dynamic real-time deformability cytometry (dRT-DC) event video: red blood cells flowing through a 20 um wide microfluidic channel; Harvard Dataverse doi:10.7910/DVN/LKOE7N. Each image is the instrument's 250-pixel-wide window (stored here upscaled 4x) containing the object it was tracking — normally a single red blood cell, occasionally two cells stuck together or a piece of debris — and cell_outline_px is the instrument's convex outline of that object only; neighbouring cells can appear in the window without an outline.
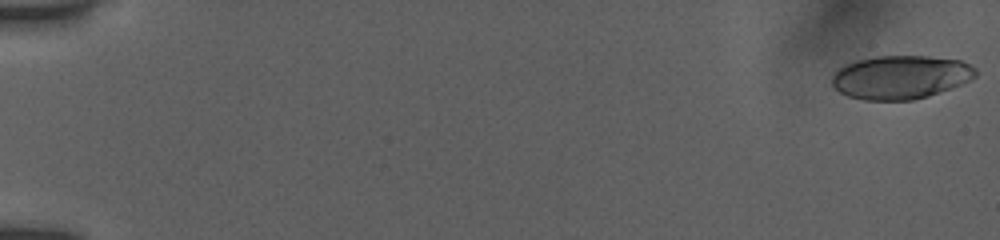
{"species": "human", "species_latin": "Homo sapiens", "temperature_condition": "room temperature", "stored_images_in_passage": 54, "camera_frame_rate_fps": 3000, "um_per_image_px": 0.085, "donor": {"sex": "female"}, "frame": {"image": 1, "passage_image": 1, "time_ms": 0.0, "image_size_px": [1000, 240], "cell_outline_px": [[976, 76], [960, 84], [940, 92], [928, 96], [912, 100], [864, 100], [848, 96], [832, 88], [832, 76], [844, 64], [856, 60], [876, 56], [928, 56], [960, 60], [976, 68]], "centroid_in_image_um": [76.52, 6.56], "position_along_channel_um": 8.5, "area_um2": 36.41}}
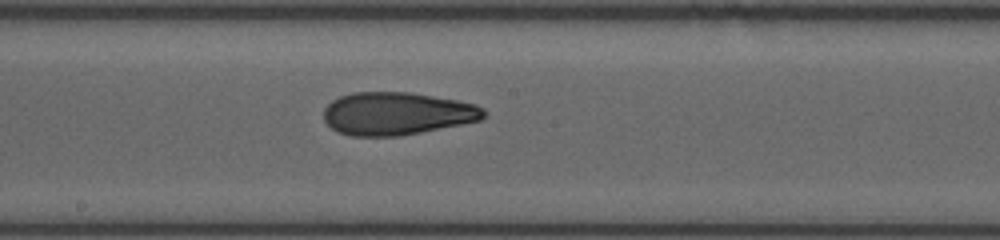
{"frame": {"image": 2, "passage_image": 31, "time_ms": 10.0, "image_size_px": [1000, 240], "cell_outline_px": [[484, 116], [480, 120], [400, 136], [352, 136], [340, 132], [332, 128], [324, 120], [324, 108], [332, 100], [340, 96], [352, 92], [412, 92], [456, 100], [476, 104], [484, 108]], "centroid_in_image_um": [33.71, 9.64], "position_along_channel_um": 214.5, "area_um2": 39.77}}
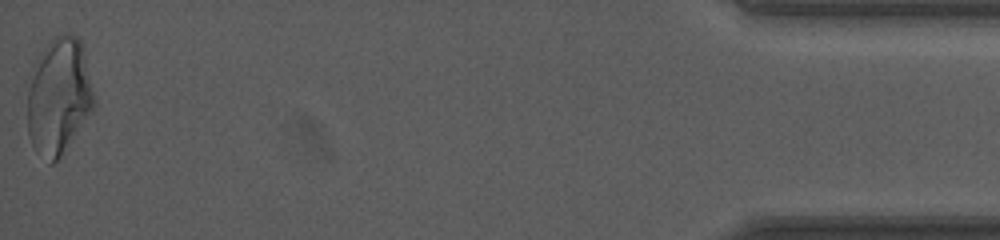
{"frame": {"image": 3, "passage_image": 54, "time_ms": 17.667, "image_size_px": [1000, 240], "cell_outline_px": [[96, 104], [60, 156], [52, 164], [48, 164], [36, 152], [28, 136], [28, 72], [40, 52], [52, 36], [76, 36], [80, 40], [84, 52], [96, 100]], "centroid_in_image_um": [4.96, 8.17], "position_along_channel_um": 430.2, "area_um2": 45.37}, "authors_computed_cell_mechanics": {"area_um2": 39.4774, "velocity_mm_per_s": 3.919, "shape_relaxation_time_tau1_ms": null, "shape_relaxation_time_tau2_ms": 1.7636, "deformation_change_tau1": null, "deformation_change_tau2": 0.087}}